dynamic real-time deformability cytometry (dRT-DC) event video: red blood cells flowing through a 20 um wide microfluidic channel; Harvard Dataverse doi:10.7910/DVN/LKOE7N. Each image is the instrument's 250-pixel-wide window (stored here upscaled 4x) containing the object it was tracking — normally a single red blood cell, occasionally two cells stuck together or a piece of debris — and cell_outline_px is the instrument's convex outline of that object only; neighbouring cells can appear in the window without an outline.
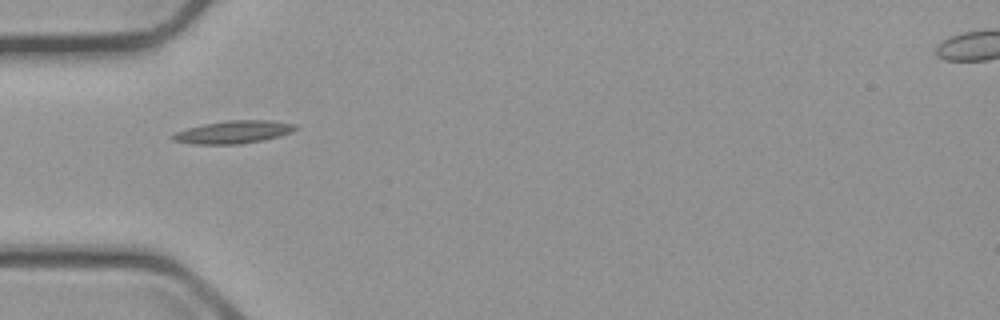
{"species": "common noctule bat (a hibernating species)", "species_latin": "Nyctalus noctula", "temperature_condition": "cold", "stored_images_in_passage": 5, "camera_frame_rate_fps": 3000, "um_per_image_px": 0.085, "animal": {"sex": "male", "body_mass_g": 23.1, "forearm_length_mm": 52.7}, "frame": {"image": 1, "passage_image": 4, "time_ms": 3.667, "image_size_px": [1000, 320], "cell_outline_px": [[300, 128], [292, 132], [280, 136], [264, 140], [240, 144], [192, 144], [172, 140], [172, 132], [204, 124], [228, 120], [272, 120], [296, 124]], "centroid_in_image_um": [19.88, 11.22], "position_along_channel_um": 65.1, "area_um2": 16.47}}
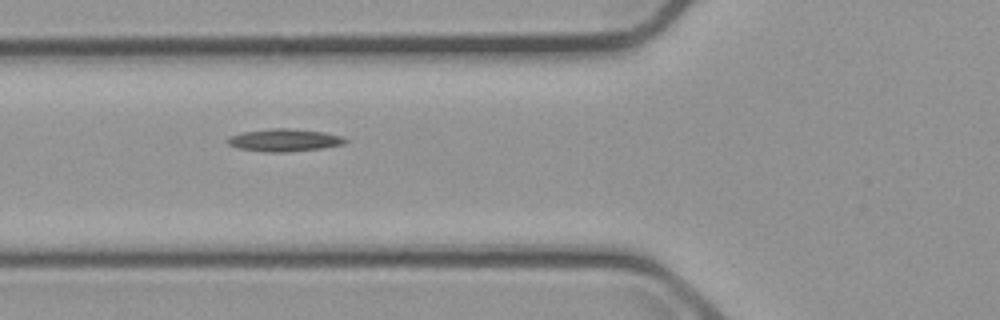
{"frame": {"image": 2, "passage_image": 5, "time_ms": 4.667, "image_size_px": [1000, 320], "cell_outline_px": [[348, 140], [344, 144], [324, 148], [288, 152], [264, 152], [240, 148], [228, 144], [228, 136], [244, 132], [272, 128], [292, 128], [324, 132], [340, 136]], "centroid_in_image_um": [24.19, 11.91], "position_along_channel_um": 101.6, "area_um2": 15.43}}